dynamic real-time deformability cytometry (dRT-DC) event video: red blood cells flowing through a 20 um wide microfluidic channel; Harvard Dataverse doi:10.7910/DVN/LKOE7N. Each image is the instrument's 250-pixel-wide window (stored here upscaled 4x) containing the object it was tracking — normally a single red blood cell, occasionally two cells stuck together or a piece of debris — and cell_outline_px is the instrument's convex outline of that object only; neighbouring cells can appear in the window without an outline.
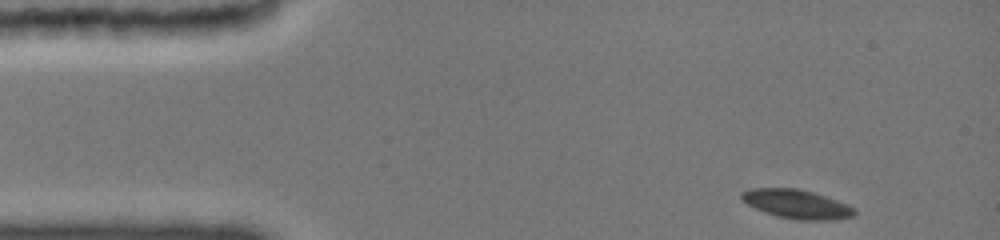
{"species": "common noctule bat (a hibernating species)", "species_latin": "Nyctalus noctula", "temperature_condition": "cold", "stored_images_in_passage": 44, "camera_frame_rate_fps": 3000, "um_per_image_px": 0.085, "animal": {"sex": "female", "body_mass_g": 19.0, "forearm_length_mm": 51.5}, "frame": {"image": 1, "passage_image": 1, "time_ms": 0.0, "image_size_px": [1000, 240], "cell_outline_px": [[856, 212], [852, 216], [832, 220], [796, 220], [776, 216], [764, 212], [740, 200], [740, 192], [752, 188], [796, 188], [812, 192], [848, 204], [856, 208]], "centroid_in_image_um": [67.7, 17.35], "position_along_channel_um": 17.3, "area_um2": 19.07}}
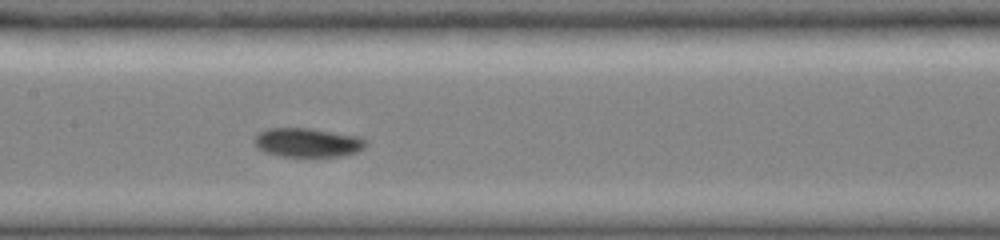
{"frame": {"image": 2, "passage_image": 19, "time_ms": 6.333, "image_size_px": [1000, 240], "cell_outline_px": [[364, 148], [356, 152], [340, 156], [280, 156], [264, 152], [256, 144], [256, 136], [260, 132], [268, 128], [304, 128], [356, 136], [364, 140]], "centroid_in_image_um": [26.11, 12.12], "position_along_channel_um": 181.3, "area_um2": 18.21}}
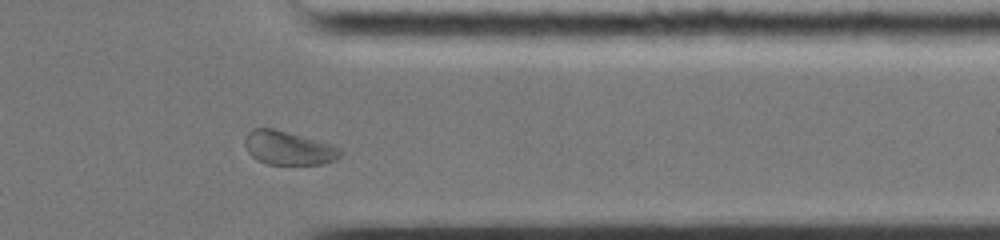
{"frame": {"image": 3, "passage_image": 38, "time_ms": 11.667, "image_size_px": [1000, 240], "cell_outline_px": [[344, 152], [336, 160], [324, 164], [268, 164], [256, 160], [248, 152], [244, 144], [244, 136], [252, 128], [272, 128], [288, 132], [332, 144], [340, 148]], "centroid_in_image_um": [24.51, 12.58], "position_along_channel_um": 386.9, "area_um2": 18.96}, "authors_computed_cell_mechanics": {"area_um2": 18.8717, "velocity_mm_per_s": 3.8431, "shape_relaxation_time_tau1_ms": 2.7153, "shape_relaxation_time_tau2_ms": null, "deformation_change_tau1": 0.0688, "deformation_change_tau2": null}}